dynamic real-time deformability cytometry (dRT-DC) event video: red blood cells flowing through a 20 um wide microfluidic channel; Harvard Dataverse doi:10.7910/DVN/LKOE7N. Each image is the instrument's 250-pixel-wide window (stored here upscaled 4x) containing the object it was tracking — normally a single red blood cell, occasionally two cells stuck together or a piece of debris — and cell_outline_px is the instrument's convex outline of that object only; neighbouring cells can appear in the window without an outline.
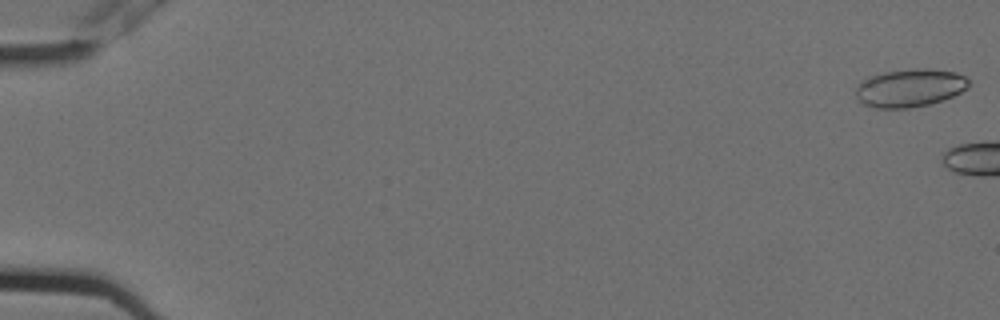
{"species": "Egyptian fruit bat (a non-hibernating species)", "species_latin": "Rousettus aegyptiacus", "temperature_condition": "cold", "stored_images_in_passage": 2, "camera_frame_rate_fps": 3000, "um_per_image_px": 0.085, "animal": {"sex": "female"}, "frame": {"image": 1, "passage_image": 1, "time_ms": 0.0, "image_size_px": [1000, 320], "cell_outline_px": [[968, 88], [944, 100], [928, 104], [908, 108], [872, 108], [864, 104], [856, 96], [856, 88], [860, 80], [868, 76], [884, 72], [916, 68], [924, 68], [956, 72], [964, 76], [968, 80]], "centroid_in_image_um": [77.31, 7.47], "position_along_channel_um": 7.7, "area_um2": 25.09}}